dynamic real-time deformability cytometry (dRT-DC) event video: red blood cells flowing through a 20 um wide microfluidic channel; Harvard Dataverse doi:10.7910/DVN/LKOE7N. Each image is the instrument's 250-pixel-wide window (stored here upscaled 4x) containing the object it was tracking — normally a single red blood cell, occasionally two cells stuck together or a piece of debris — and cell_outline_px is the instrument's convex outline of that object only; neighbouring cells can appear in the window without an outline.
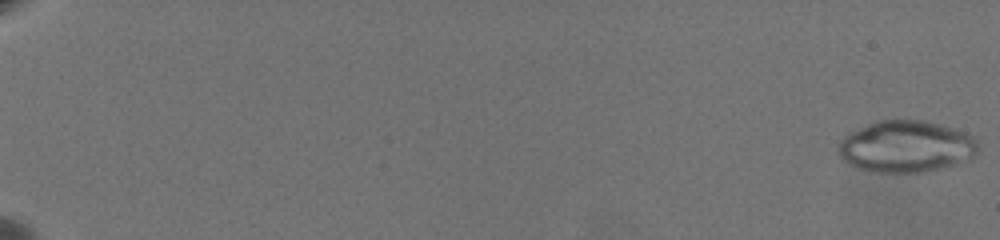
{"species": "common noctule bat (a hibernating species)", "species_latin": "Nyctalus noctula", "temperature_condition": "warm", "stored_images_in_passage": 66, "camera_frame_rate_fps": 3000, "um_per_image_px": 0.085, "animal": {"sex": "female", "body_mass_g": 19.5, "forearm_length_mm": 54.1}, "frame": {"image": 1, "passage_image": 1, "time_ms": 0.0, "image_size_px": [1000, 240], "cell_outline_px": [[976, 156], [972, 160], [920, 172], [876, 172], [860, 168], [848, 164], [840, 156], [840, 144], [848, 132], [876, 120], [924, 120], [952, 128], [964, 132], [972, 136], [976, 140]], "centroid_in_image_um": [77.03, 12.44], "position_along_channel_um": 8.0, "area_um2": 41.73}}
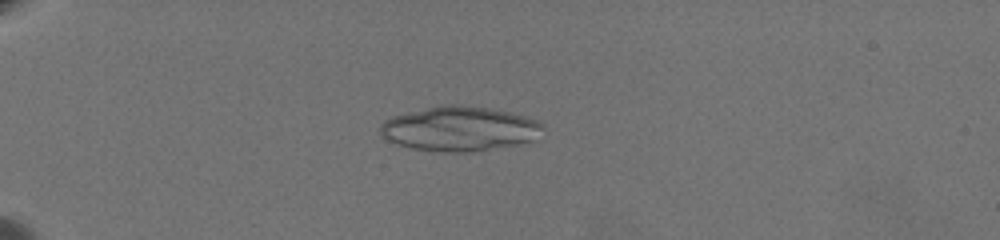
{"frame": {"image": 2, "passage_image": 21, "time_ms": 6.667, "image_size_px": [1000, 240], "cell_outline_px": [[544, 124], [536, 140], [520, 144], [468, 152], [440, 152], [412, 148], [396, 144], [388, 140], [380, 132], [380, 124], [384, 120], [392, 116], [428, 108], [448, 104], [452, 104], [488, 108], [536, 120]], "centroid_in_image_um": [39.04, 10.96], "position_along_channel_um": 46.0, "area_um2": 41.73}}